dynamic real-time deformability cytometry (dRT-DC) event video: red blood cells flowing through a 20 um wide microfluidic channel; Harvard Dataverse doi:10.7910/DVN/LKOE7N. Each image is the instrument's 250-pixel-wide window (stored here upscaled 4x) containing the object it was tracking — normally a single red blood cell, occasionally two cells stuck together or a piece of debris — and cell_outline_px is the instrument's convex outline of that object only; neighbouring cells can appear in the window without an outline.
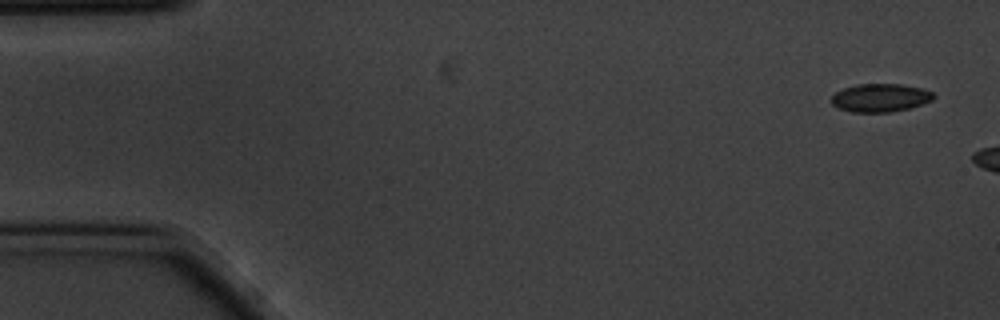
{"species": "common noctule bat (a hibernating species)", "species_latin": "Nyctalus noctula", "temperature_condition": "cold", "stored_images_in_passage": 6, "camera_frame_rate_fps": 3000, "um_per_image_px": 0.085, "animal": {"sex": "male", "body_mass_g": 20.1, "forearm_length_mm": 53.5}, "frame": {"image": 1, "passage_image": 1, "time_ms": 0.0, "image_size_px": [1000, 320], "cell_outline_px": [[936, 96], [932, 100], [908, 108], [892, 112], [852, 112], [836, 108], [832, 104], [832, 96], [836, 92], [844, 88], [856, 84], [900, 84], [920, 88], [932, 92]], "centroid_in_image_um": [74.8, 8.31], "position_along_channel_um": 10.2, "area_um2": 16.7}}